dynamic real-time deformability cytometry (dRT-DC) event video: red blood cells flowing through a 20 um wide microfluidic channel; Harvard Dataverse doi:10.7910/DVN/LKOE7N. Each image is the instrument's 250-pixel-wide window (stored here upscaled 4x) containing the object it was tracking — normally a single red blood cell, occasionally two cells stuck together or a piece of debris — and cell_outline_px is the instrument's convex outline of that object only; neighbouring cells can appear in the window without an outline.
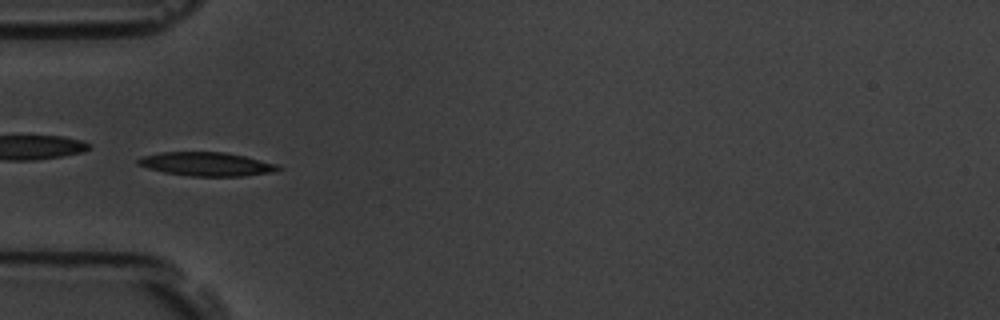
{"species": "common noctule bat (a hibernating species)", "species_latin": "Nyctalus noctula", "temperature_condition": "room temperature", "stored_images_in_passage": 40, "camera_frame_rate_fps": 3000, "um_per_image_px": 0.085, "animal": {"sex": "male", "body_mass_g": 19.5, "forearm_length_mm": 54.6}, "frame": {"image": 1, "passage_image": 1, "time_ms": 0.0, "image_size_px": [1000, 320], "cell_outline_px": [[284, 168], [276, 172], [244, 176], [192, 176], [164, 172], [148, 168], [136, 164], [136, 160], [144, 156], [160, 152], [224, 152], [244, 156], [276, 164]], "centroid_in_image_um": [17.58, 13.95], "position_along_channel_um": 67.4, "area_um2": 19.36}}
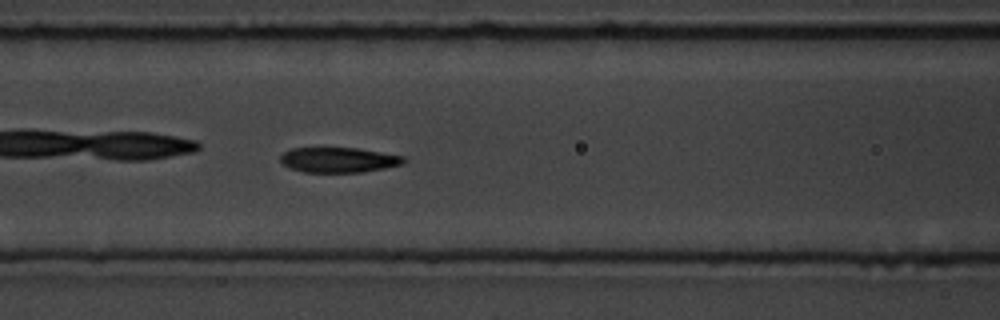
{"frame": {"image": 2, "passage_image": 7, "time_ms": 2.0, "image_size_px": [1000, 320], "cell_outline_px": [[408, 160], [400, 164], [384, 168], [364, 172], [304, 172], [292, 168], [284, 164], [280, 160], [280, 156], [284, 152], [292, 148], [356, 148], [404, 156]], "centroid_in_image_um": [28.79, 13.59], "position_along_channel_um": 137.8, "area_um2": 17.86}}
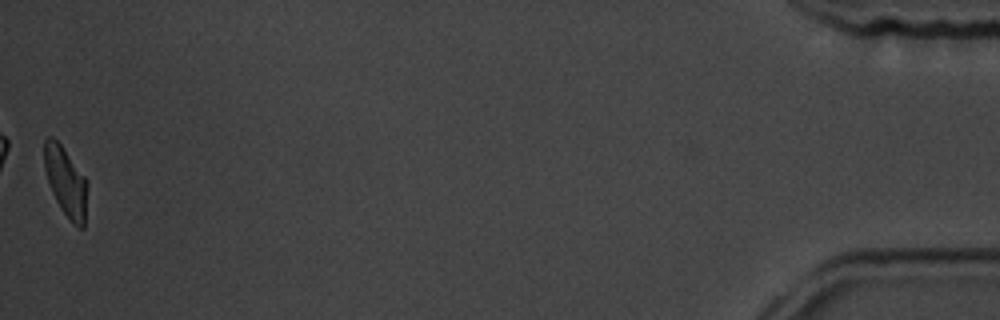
{"frame": {"image": 3, "passage_image": 40, "time_ms": 13.0, "image_size_px": [1000, 320], "cell_outline_px": [[88, 188], [84, 228], [80, 228], [72, 224], [60, 208], [52, 192], [44, 168], [44, 140], [48, 136], [52, 136], [60, 144], [88, 180]], "centroid_in_image_um": [5.61, 15.47], "position_along_channel_um": 429.6, "area_um2": 17.57}, "authors_computed_cell_mechanics": {"area_um2": 18.7272, "velocity_mm_per_s": 3.5326, "shape_relaxation_time_tau1_ms": 2.7517, "shape_relaxation_time_tau2_ms": 2.9387, "deformation_change_tau1": 0.1243, "deformation_change_tau2": 0.0838}}